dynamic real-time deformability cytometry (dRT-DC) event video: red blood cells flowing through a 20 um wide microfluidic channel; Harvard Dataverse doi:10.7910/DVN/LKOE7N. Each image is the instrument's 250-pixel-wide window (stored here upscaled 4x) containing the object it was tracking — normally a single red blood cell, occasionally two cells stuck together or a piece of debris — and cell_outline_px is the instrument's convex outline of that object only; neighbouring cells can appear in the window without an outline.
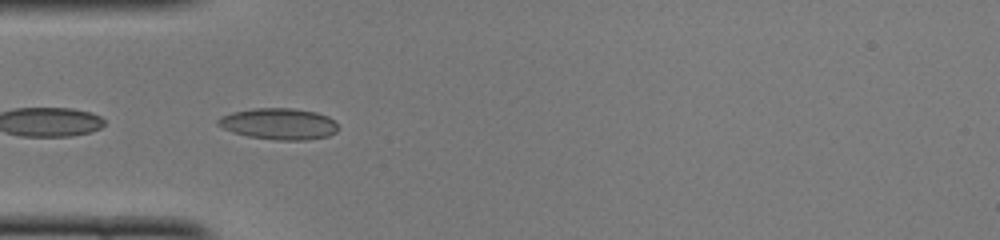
{"species": "common noctule bat (a hibernating species)", "species_latin": "Nyctalus noctula", "temperature_condition": "cold", "stored_images_in_passage": 21, "camera_frame_rate_fps": 3000, "um_per_image_px": 0.085, "animal": {"sex": "female", "body_mass_g": 22.0, "forearm_length_mm": 56.7}, "frame": {"image": 1, "passage_image": 15, "time_ms": 4.667, "image_size_px": [1000, 240], "cell_outline_px": [[340, 128], [336, 132], [328, 136], [308, 140], [276, 140], [248, 136], [232, 132], [216, 124], [216, 120], [220, 116], [232, 112], [252, 108], [292, 108], [316, 112], [328, 116]], "centroid_in_image_um": [23.69, 10.52], "position_along_channel_um": 61.3, "area_um2": 22.08}}
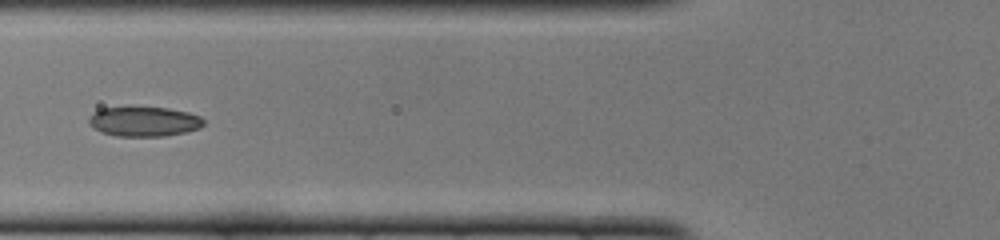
{"frame": {"image": 2, "passage_image": 19, "time_ms": 6.0, "image_size_px": [1000, 240], "cell_outline_px": [[204, 124], [200, 128], [188, 132], [164, 136], [116, 136], [100, 132], [88, 124], [88, 116], [92, 112], [100, 108], [128, 104], [132, 104], [168, 108], [188, 112], [200, 116], [204, 120]], "centroid_in_image_um": [12.18, 10.28], "position_along_channel_um": 113.6, "area_um2": 21.04}}